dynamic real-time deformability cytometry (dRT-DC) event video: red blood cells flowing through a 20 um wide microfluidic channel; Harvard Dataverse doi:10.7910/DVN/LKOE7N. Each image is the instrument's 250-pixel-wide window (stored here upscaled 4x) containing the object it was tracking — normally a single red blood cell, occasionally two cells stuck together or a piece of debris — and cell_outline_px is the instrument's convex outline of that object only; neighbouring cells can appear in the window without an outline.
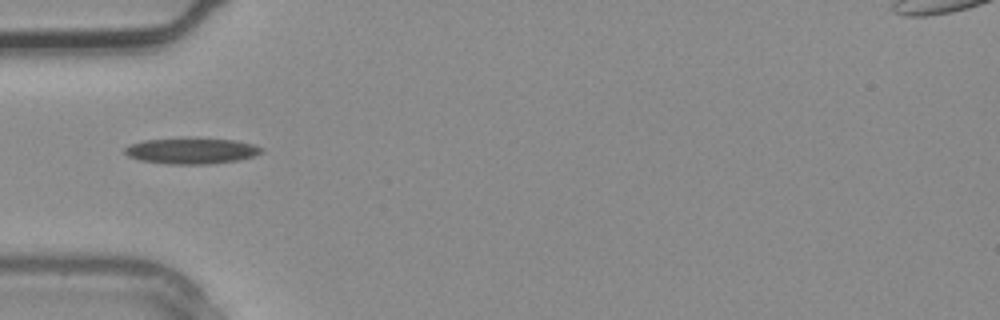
{"species": "common noctule bat (a hibernating species)", "species_latin": "Nyctalus noctula", "temperature_condition": "warm", "stored_images_in_passage": 4, "camera_frame_rate_fps": 3000, "um_per_image_px": 0.085, "animal": {"sex": "male", "body_mass_g": 20.4}, "frame": {"image": 1, "passage_image": 4, "time_ms": 1.0, "image_size_px": [1000, 320], "cell_outline_px": [[264, 152], [256, 156], [240, 160], [208, 164], [168, 164], [140, 160], [128, 156], [124, 152], [124, 148], [128, 144], [144, 140], [236, 140], [252, 144], [264, 148]], "centroid_in_image_um": [16.31, 12.86], "position_along_channel_um": 68.7, "area_um2": 20.17}}